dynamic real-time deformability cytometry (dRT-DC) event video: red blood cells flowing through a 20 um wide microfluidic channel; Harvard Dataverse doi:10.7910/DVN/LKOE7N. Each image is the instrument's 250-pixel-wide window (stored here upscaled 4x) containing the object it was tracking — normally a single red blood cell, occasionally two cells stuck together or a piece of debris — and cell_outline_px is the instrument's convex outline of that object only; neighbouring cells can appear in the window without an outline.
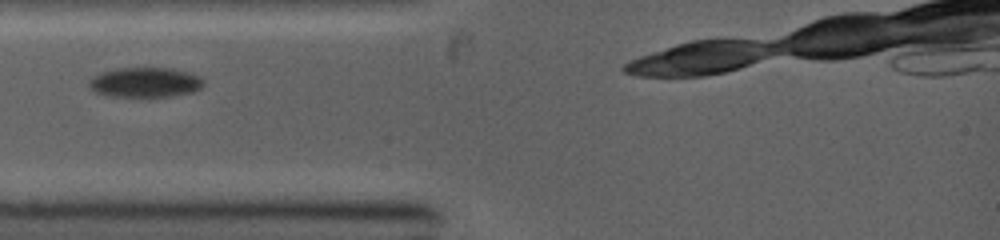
{"species": "common noctule bat (a hibernating species)", "species_latin": "Nyctalus noctula", "temperature_condition": "warm", "stored_images_in_passage": 3, "camera_frame_rate_fps": 5000, "um_per_image_px": 0.085, "animal": {"sex": "female", "body_mass_g": 19.0, "forearm_length_mm": 53.3}, "frame": {"image": 1, "passage_image": 1, "time_ms": 0.0, "image_size_px": [1000, 240], "cell_outline_px": [[204, 84], [200, 88], [192, 92], [172, 96], [148, 100], [112, 96], [96, 92], [88, 88], [88, 80], [104, 72], [116, 68], [172, 68], [188, 72], [204, 80]], "centroid_in_image_um": [12.33, 7.05], "position_along_channel_um": 72.7, "area_um2": 20.58}}